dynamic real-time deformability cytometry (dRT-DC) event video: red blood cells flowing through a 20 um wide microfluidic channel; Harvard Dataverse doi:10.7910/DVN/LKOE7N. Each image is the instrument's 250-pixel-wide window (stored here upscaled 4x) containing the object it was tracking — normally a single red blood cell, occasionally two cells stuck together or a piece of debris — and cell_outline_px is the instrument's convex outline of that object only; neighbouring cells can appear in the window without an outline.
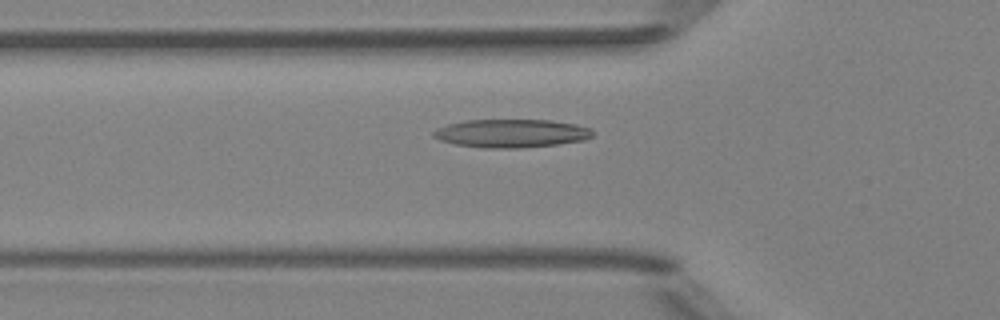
{"species": "Egyptian fruit bat (a non-hibernating species)", "species_latin": "Rousettus aegyptiacus", "temperature_condition": "room temperature", "stored_images_in_passage": 38, "camera_frame_rate_fps": 3000, "um_per_image_px": 0.085, "animal": {"sex": "female"}, "frame": {"image": 1, "passage_image": 4, "time_ms": 1.0, "image_size_px": [1000, 320], "cell_outline_px": [[592, 136], [584, 140], [556, 144], [520, 148], [484, 148], [456, 144], [440, 140], [432, 136], [432, 132], [436, 128], [448, 124], [464, 120], [552, 120], [576, 124], [592, 128]], "centroid_in_image_um": [43.45, 11.33], "position_along_channel_um": 82.4, "area_um2": 26.3}}
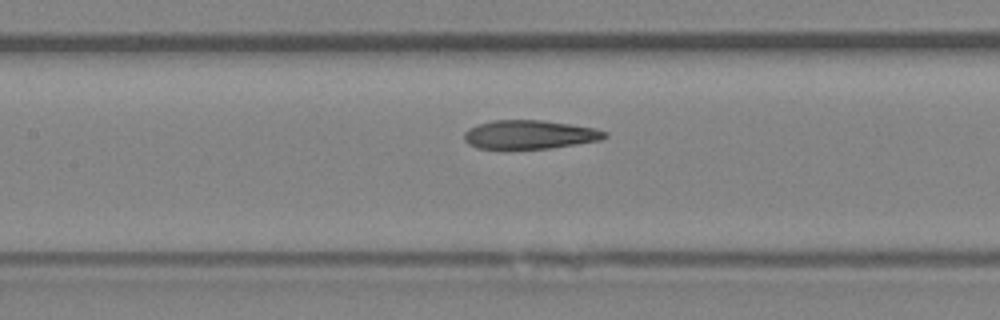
{"frame": {"image": 2, "passage_image": 10, "time_ms": 3.0, "image_size_px": [1000, 320], "cell_outline_px": [[608, 136], [600, 140], [576, 144], [548, 148], [504, 152], [476, 148], [468, 144], [464, 140], [464, 132], [468, 128], [492, 120], [544, 120], [596, 128], [608, 132]], "centroid_in_image_um": [44.95, 11.48], "position_along_channel_um": 162.4, "area_um2": 24.51}}
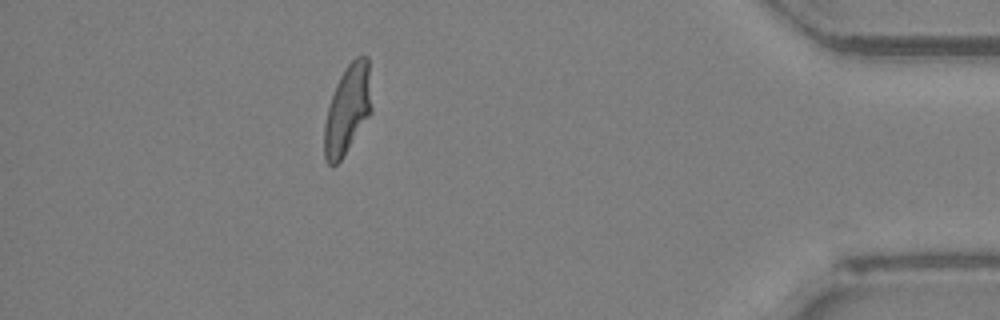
{"frame": {"image": 3, "passage_image": 32, "time_ms": 10.333, "image_size_px": [1000, 320], "cell_outline_px": [[372, 112], [340, 160], [336, 164], [328, 164], [324, 156], [324, 124], [328, 108], [336, 84], [344, 68], [356, 56], [368, 56], [372, 108]], "centroid_in_image_um": [29.55, 9.27], "position_along_channel_um": 405.7, "area_um2": 24.33}, "authors_computed_cell_mechanics": {"area_um2": 24.3049, "velocity_mm_per_s": 4.0061, "shape_relaxation_time_tau1_ms": null, "shape_relaxation_time_tau2_ms": 2.0593, "deformation_change_tau1": null, "deformation_change_tau2": 0.0992}}